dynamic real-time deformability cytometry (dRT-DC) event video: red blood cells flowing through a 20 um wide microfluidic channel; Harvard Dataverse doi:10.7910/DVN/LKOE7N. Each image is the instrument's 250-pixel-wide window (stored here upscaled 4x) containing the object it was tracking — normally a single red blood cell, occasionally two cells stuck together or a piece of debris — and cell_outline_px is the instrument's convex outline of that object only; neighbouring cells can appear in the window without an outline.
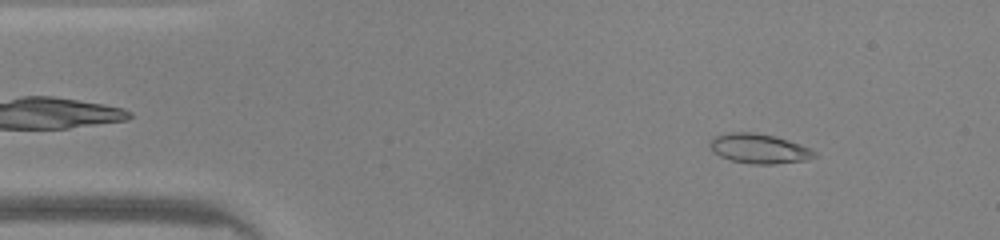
{"species": "common noctule bat (a hibernating species)", "species_latin": "Nyctalus noctula", "temperature_condition": "warm", "stored_images_in_passage": 46, "camera_frame_rate_fps": 3000, "um_per_image_px": 0.085, "animal": {"sex": "male", "body_mass_g": 20.0, "forearm_length_mm": 53.3}, "frame": {"image": 1, "passage_image": 5, "time_ms": 1.333, "image_size_px": [1000, 240], "cell_outline_px": [[816, 156], [804, 160], [772, 164], [752, 164], [732, 160], [720, 156], [712, 152], [708, 144], [716, 136], [728, 132], [756, 132], [776, 136], [812, 148], [816, 152]], "centroid_in_image_um": [64.52, 12.62], "position_along_channel_um": 20.5, "area_um2": 18.09}}
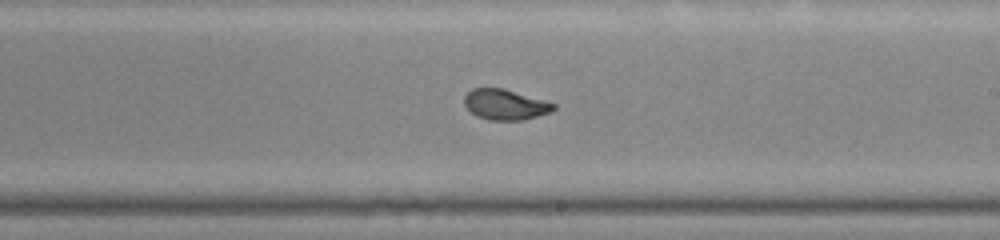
{"frame": {"image": 2, "passage_image": 26, "time_ms": 8.333, "image_size_px": [1000, 240], "cell_outline_px": [[556, 108], [548, 112], [524, 120], [488, 120], [476, 116], [464, 104], [464, 96], [472, 88], [504, 88], [556, 104]], "centroid_in_image_um": [42.92, 8.88], "position_along_channel_um": 246.1, "area_um2": 15.72}}
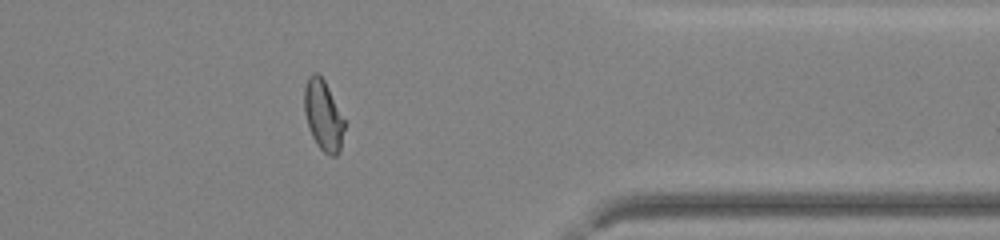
{"frame": {"image": 3, "passage_image": 37, "time_ms": 12.0, "image_size_px": [1000, 240], "cell_outline_px": [[344, 128], [340, 152], [336, 156], [328, 156], [316, 144], [312, 136], [304, 112], [304, 88], [308, 76], [312, 72], [316, 72], [324, 80], [344, 120]], "centroid_in_image_um": [27.46, 9.83], "position_along_channel_um": 383.9, "area_um2": 16.3}, "authors_computed_cell_mechanics": {"area_um2": 16.8776, "velocity_mm_per_s": 4.2553, "shape_relaxation_time_tau1_ms": 7.0536, "shape_relaxation_time_tau2_ms": 0.6562, "deformation_change_tau1": 0.2193, "deformation_change_tau2": 0.0526}}